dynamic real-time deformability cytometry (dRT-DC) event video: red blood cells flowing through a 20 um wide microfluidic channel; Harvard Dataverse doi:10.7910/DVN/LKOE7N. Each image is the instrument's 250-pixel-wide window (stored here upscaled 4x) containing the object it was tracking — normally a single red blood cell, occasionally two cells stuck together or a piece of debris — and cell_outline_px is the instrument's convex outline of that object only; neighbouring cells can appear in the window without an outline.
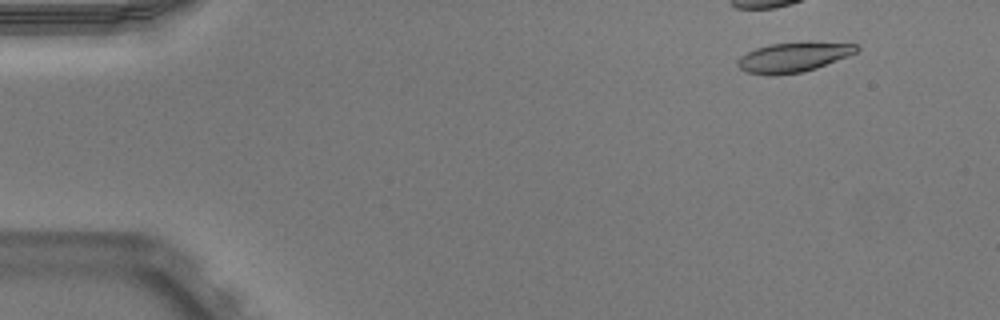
{"species": "Egyptian fruit bat (a non-hibernating species)", "species_latin": "Rousettus aegyptiacus", "temperature_condition": "warm", "stored_images_in_passage": 12, "camera_frame_rate_fps": 3000, "um_per_image_px": 0.085, "animal": {"sex": "male"}, "frame": {"image": 1, "passage_image": 4, "time_ms": 1.0, "image_size_px": [1000, 320], "cell_outline_px": [[860, 48], [856, 52], [848, 56], [816, 68], [800, 72], [776, 76], [748, 72], [740, 68], [736, 64], [736, 60], [740, 56], [756, 48], [772, 44], [808, 40], [856, 44]], "centroid_in_image_um": [67.46, 4.83], "position_along_channel_um": 17.5, "area_um2": 20.92}}